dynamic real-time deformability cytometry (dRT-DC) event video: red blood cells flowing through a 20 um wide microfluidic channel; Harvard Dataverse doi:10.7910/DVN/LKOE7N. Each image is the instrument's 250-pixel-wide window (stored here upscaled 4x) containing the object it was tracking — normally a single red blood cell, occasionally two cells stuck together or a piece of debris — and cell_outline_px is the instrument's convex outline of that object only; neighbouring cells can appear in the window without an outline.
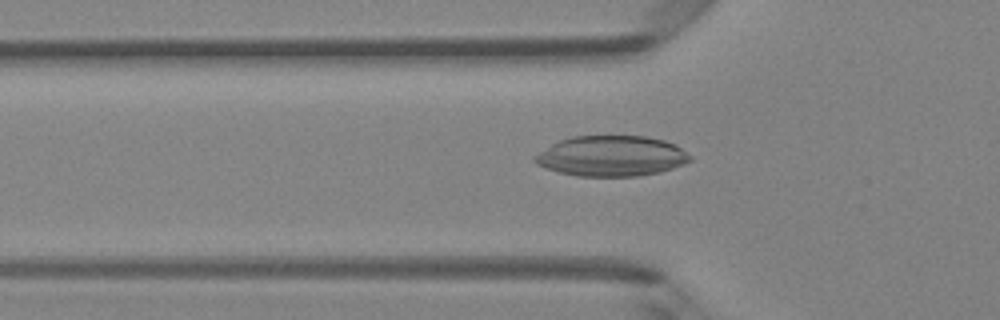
{"species": "Egyptian fruit bat (a non-hibernating species)", "species_latin": "Rousettus aegyptiacus", "temperature_condition": "room temperature", "stored_images_in_passage": 48, "camera_frame_rate_fps": 3000, "um_per_image_px": 0.085, "animal": {"sex": "female"}, "frame": {"image": 1, "passage_image": 16, "time_ms": 5.0, "image_size_px": [1000, 320], "cell_outline_px": [[692, 160], [684, 164], [660, 172], [636, 176], [576, 176], [560, 172], [536, 164], [532, 160], [532, 156], [552, 144], [560, 140], [572, 136], [644, 136], [664, 140], [676, 144], [692, 156]], "centroid_in_image_um": [51.98, 13.26], "position_along_channel_um": 73.8, "area_um2": 36.7}}
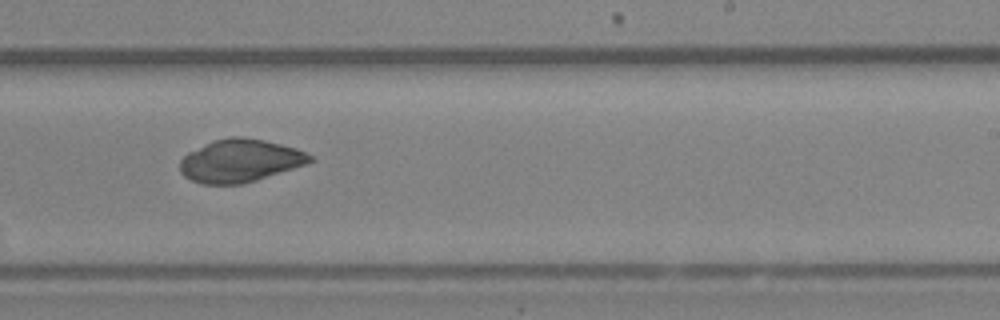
{"frame": {"image": 2, "passage_image": 30, "time_ms": 9.667, "image_size_px": [1000, 320], "cell_outline_px": [[312, 160], [304, 164], [244, 184], [200, 184], [184, 176], [180, 172], [180, 160], [188, 152], [212, 140], [228, 136], [244, 136], [264, 140], [296, 148], [312, 156]], "centroid_in_image_um": [20.34, 13.65], "position_along_channel_um": 268.7, "area_um2": 32.31}}
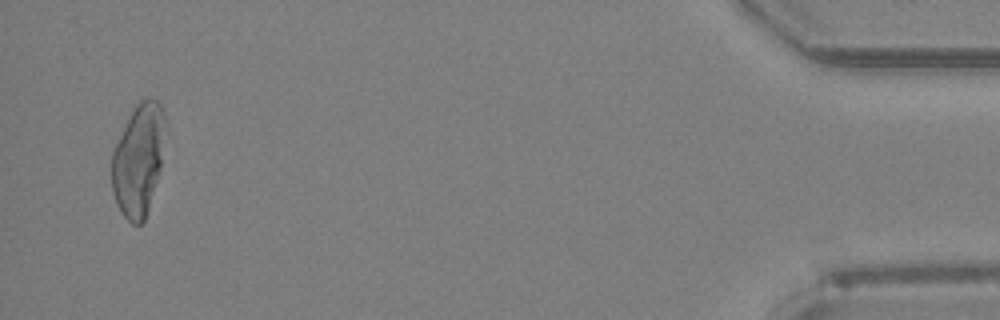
{"frame": {"image": 3, "passage_image": 47, "time_ms": 15.333, "image_size_px": [1000, 320], "cell_outline_px": [[164, 124], [160, 168], [148, 208], [144, 220], [140, 224], [132, 224], [120, 212], [116, 204], [112, 192], [112, 152], [136, 104], [140, 100], [148, 96], [152, 96], [160, 104], [164, 112]], "centroid_in_image_um": [11.74, 13.59], "position_along_channel_um": 423.5, "area_um2": 34.22}}